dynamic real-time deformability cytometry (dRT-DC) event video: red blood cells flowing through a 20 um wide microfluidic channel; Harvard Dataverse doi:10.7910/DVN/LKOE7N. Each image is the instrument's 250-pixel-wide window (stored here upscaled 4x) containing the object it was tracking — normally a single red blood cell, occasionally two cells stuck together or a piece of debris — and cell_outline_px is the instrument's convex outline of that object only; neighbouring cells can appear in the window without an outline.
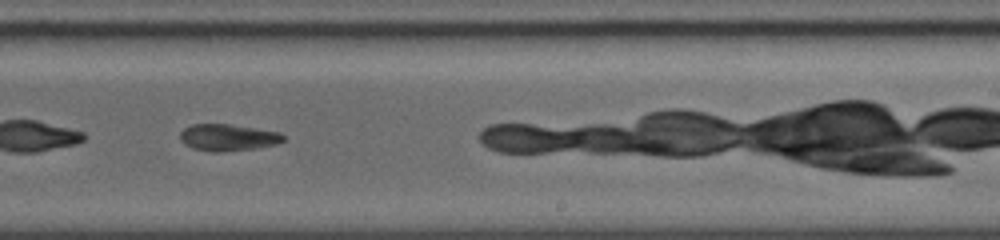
{"species": "common noctule bat (a hibernating species)", "species_latin": "Nyctalus noctula", "temperature_condition": "warm", "stored_images_in_passage": 35, "camera_frame_rate_fps": 5000, "um_per_image_px": 0.085, "animal": {"sex": "female", "body_mass_g": 19.0, "forearm_length_mm": 56.7}, "frame": {"image": 1, "passage_image": 11, "time_ms": 4.4, "image_size_px": [1000, 240], "cell_outline_px": [[284, 140], [276, 144], [256, 148], [224, 152], [212, 152], [192, 148], [184, 144], [180, 140], [180, 132], [184, 128], [192, 124], [228, 124], [280, 132], [284, 136]], "centroid_in_image_um": [19.34, 11.69], "position_along_channel_um": 269.7, "area_um2": 16.13}}